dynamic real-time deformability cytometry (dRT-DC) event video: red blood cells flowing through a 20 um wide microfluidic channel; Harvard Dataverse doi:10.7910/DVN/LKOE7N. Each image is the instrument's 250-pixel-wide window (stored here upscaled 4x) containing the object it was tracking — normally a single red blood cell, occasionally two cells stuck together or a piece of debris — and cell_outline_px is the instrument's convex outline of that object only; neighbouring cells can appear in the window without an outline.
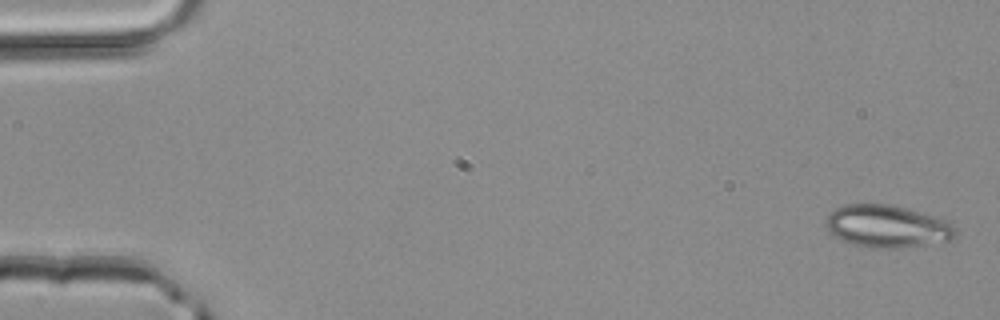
{"species": "common noctule bat (a hibernating species)", "species_latin": "Nyctalus noctula", "temperature_condition": "room temperature", "stored_images_in_passage": 3, "camera_frame_rate_fps": 3000, "um_per_image_px": 0.085, "animal": {"sex": "male", "body_mass_g": 20.4}, "frame": {"image": 1, "passage_image": 1, "time_ms": 0.0, "image_size_px": [1000, 320], "cell_outline_px": [[956, 236], [952, 240], [900, 248], [872, 248], [856, 244], [844, 240], [828, 232], [824, 224], [828, 216], [836, 208], [844, 204], [888, 204], [904, 208], [932, 216], [944, 220], [952, 224], [956, 228]], "centroid_in_image_um": [75.4, 19.24], "position_along_channel_um": 9.6, "area_um2": 31.67}}